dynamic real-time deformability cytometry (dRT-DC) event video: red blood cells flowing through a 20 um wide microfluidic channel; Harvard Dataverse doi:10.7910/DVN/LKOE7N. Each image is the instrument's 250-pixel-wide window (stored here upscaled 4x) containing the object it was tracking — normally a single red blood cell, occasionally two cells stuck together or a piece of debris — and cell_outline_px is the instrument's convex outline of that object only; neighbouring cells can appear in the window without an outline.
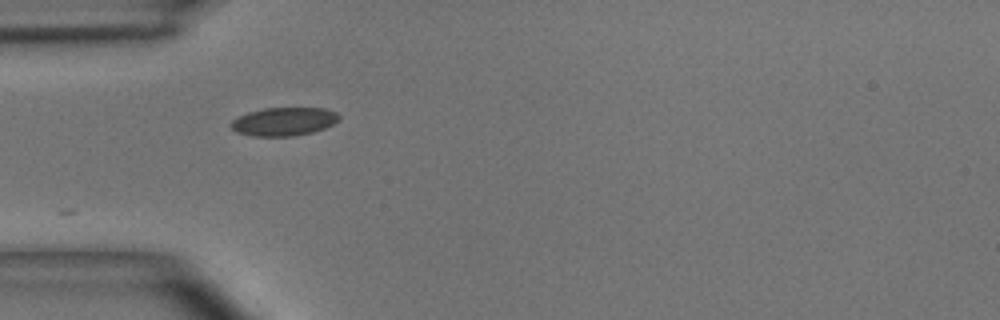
{"species": "common noctule bat (a hibernating species)", "species_latin": "Nyctalus noctula", "temperature_condition": "room temperature", "stored_images_in_passage": 3, "camera_frame_rate_fps": 3000, "um_per_image_px": 0.085, "animal": {"sex": "male", "body_mass_g": 15.6}, "frame": {"image": 1, "passage_image": 1, "time_ms": 0.0, "image_size_px": [1000, 320], "cell_outline_px": [[340, 116], [332, 124], [324, 128], [312, 132], [292, 136], [252, 136], [236, 132], [228, 124], [232, 120], [248, 112], [264, 108], [324, 108], [336, 112]], "centroid_in_image_um": [24.09, 10.33], "position_along_channel_um": 60.9, "area_um2": 17.74}}